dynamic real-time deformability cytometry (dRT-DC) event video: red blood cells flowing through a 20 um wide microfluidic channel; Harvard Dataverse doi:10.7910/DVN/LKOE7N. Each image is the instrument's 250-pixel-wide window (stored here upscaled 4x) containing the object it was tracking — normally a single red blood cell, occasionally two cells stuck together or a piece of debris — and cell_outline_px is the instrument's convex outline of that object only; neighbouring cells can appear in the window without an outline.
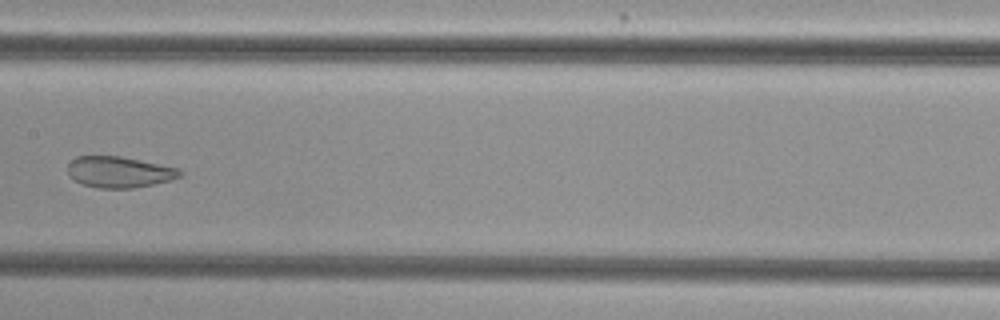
{"species": "common noctule bat (a hibernating species)", "species_latin": "Nyctalus noctula", "temperature_condition": "cold", "stored_images_in_passage": 7, "camera_frame_rate_fps": 3000, "um_per_image_px": 0.085, "animal": {"sex": "female", "body_mass_g": 29.2, "forearm_length_mm": 56.3}, "frame": {"image": 1, "passage_image": 7, "time_ms": 2.0, "image_size_px": [1000, 320], "cell_outline_px": [[184, 172], [180, 176], [172, 180], [132, 188], [96, 188], [84, 184], [68, 176], [68, 164], [76, 156], [120, 156], [180, 168]], "centroid_in_image_um": [10.15, 14.62], "position_along_channel_um": 197.2, "area_um2": 20.35}}